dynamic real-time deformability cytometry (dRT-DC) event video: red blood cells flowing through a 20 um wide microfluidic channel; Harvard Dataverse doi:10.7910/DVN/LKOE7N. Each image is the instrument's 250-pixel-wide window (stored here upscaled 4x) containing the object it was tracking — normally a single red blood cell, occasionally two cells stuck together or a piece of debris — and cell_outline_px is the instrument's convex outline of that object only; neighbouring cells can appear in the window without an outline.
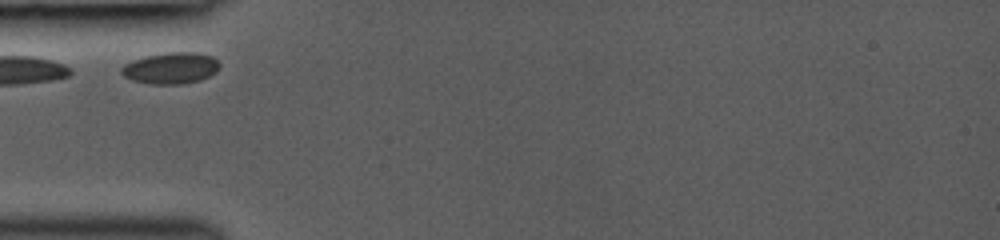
{"species": "common noctule bat (a hibernating species)", "species_latin": "Nyctalus noctula", "temperature_condition": "room temperature", "stored_images_in_passage": 17, "camera_frame_rate_fps": 3000, "um_per_image_px": 0.085, "animal": {"sex": "female", "body_mass_g": 19.0, "forearm_length_mm": 53.3}, "frame": {"image": 1, "passage_image": 1, "time_ms": 0.0, "image_size_px": [1000, 240], "cell_outline_px": [[220, 68], [216, 72], [200, 80], [184, 84], [148, 84], [132, 80], [124, 76], [120, 72], [120, 68], [124, 64], [132, 60], [144, 56], [168, 52], [196, 52], [212, 56], [220, 64]], "centroid_in_image_um": [14.5, 5.79], "position_along_channel_um": 70.5, "area_um2": 18.15}}
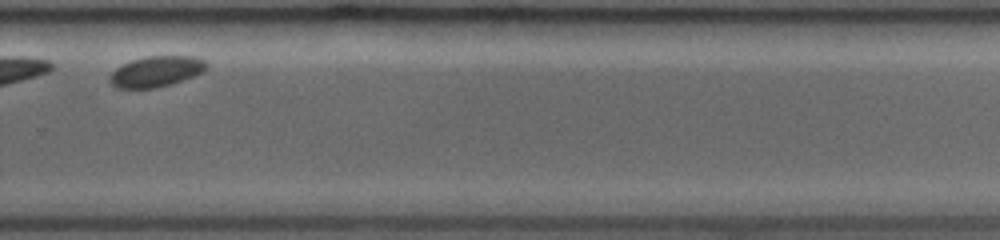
{"frame": {"image": 2, "passage_image": 15, "time_ms": 6.333, "image_size_px": [1000, 240], "cell_outline_px": [[208, 68], [204, 72], [172, 84], [156, 88], [116, 88], [108, 80], [108, 76], [116, 68], [132, 60], [144, 56], [196, 56], [204, 60], [208, 64]], "centroid_in_image_um": [13.3, 6.07], "position_along_channel_um": 316.5, "area_um2": 17.51}}